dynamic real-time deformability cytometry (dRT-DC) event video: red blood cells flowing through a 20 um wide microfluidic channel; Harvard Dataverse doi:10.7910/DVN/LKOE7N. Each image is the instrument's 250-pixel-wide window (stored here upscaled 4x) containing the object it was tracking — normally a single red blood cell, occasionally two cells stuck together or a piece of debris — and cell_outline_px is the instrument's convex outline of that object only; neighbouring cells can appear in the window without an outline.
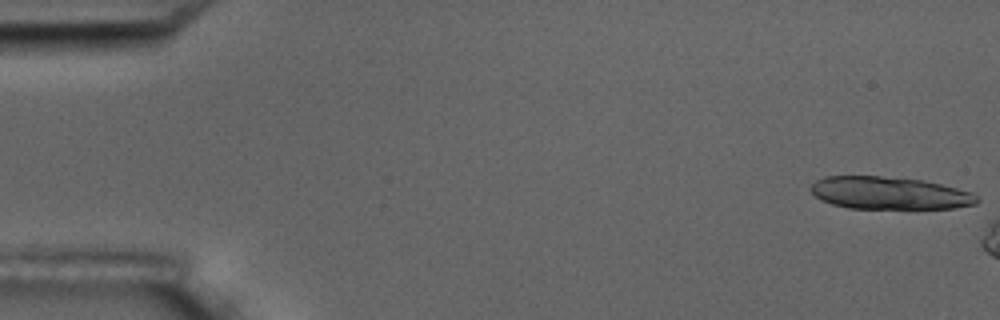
{"species": "common noctule bat (a hibernating species)", "species_latin": "Nyctalus noctula", "temperature_condition": "room temperature", "stored_images_in_passage": 3, "camera_frame_rate_fps": 3000, "um_per_image_px": 0.085, "animal": {"sex": "male", "body_mass_g": 17.5, "forearm_length_mm": 52.3}, "frame": {"image": 1, "passage_image": 1, "time_ms": 0.0, "image_size_px": [1000, 320], "cell_outline_px": [[980, 200], [976, 204], [952, 208], [848, 208], [832, 204], [820, 200], [812, 192], [812, 184], [816, 180], [824, 176], [880, 176], [924, 180], [972, 192]], "centroid_in_image_um": [75.6, 16.41], "position_along_channel_um": 9.4, "area_um2": 31.33}}